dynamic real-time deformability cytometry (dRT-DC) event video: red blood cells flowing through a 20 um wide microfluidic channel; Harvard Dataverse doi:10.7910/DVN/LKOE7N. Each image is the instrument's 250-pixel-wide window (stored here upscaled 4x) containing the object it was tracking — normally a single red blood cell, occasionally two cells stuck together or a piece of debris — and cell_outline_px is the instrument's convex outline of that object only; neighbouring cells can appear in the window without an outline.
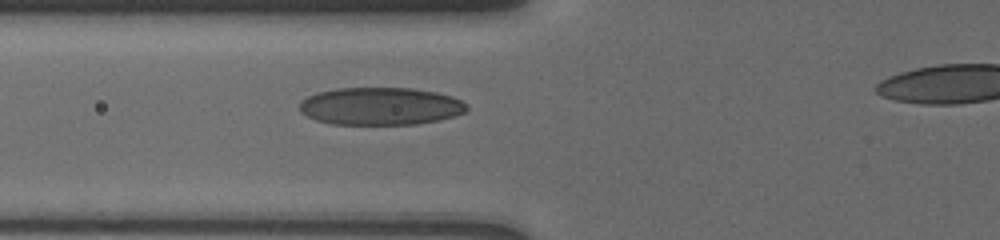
{"species": "human", "species_latin": "Homo sapiens", "temperature_condition": "cold", "stored_images_in_passage": 3, "camera_frame_rate_fps": 3000, "um_per_image_px": 0.085, "donor": {"sex": "male"}, "frame": {"image": 1, "passage_image": 2, "time_ms": 1.0, "image_size_px": [1000, 240], "cell_outline_px": [[468, 108], [464, 112], [452, 116], [436, 120], [416, 124], [332, 124], [316, 120], [300, 112], [300, 100], [316, 92], [336, 88], [412, 88], [436, 92], [452, 96], [468, 104]], "centroid_in_image_um": [32.31, 9.02], "position_along_channel_um": 93.5, "area_um2": 36.65}}